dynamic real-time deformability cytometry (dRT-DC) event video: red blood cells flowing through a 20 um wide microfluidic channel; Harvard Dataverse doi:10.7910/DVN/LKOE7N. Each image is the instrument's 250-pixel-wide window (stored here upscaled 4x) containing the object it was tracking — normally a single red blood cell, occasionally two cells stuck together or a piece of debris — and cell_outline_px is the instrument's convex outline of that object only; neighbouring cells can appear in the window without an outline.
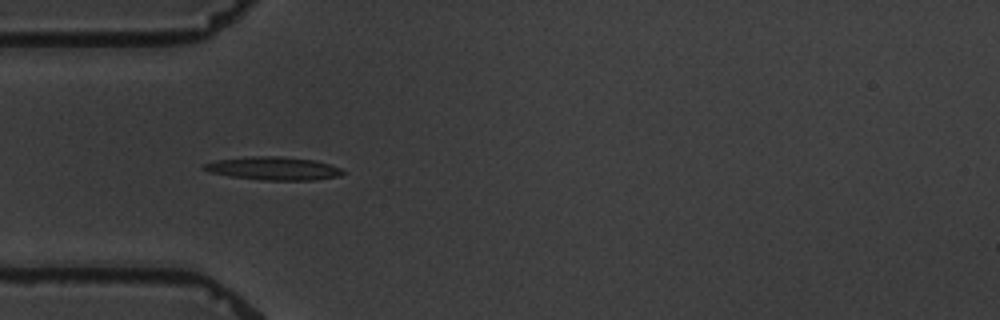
{"species": "common noctule bat (a hibernating species)", "species_latin": "Nyctalus noctula", "temperature_condition": "warm", "stored_images_in_passage": 2, "camera_frame_rate_fps": 3000, "um_per_image_px": 0.085, "animal": {"sex": "male", "body_mass_g": 19.5, "forearm_length_mm": 54.6}, "frame": {"image": 1, "passage_image": 1, "time_ms": 0.0, "image_size_px": [1000, 320], "cell_outline_px": [[348, 172], [340, 176], [312, 180], [264, 180], [232, 176], [208, 172], [200, 168], [204, 164], [216, 160], [252, 156], [280, 156], [316, 160], [340, 168]], "centroid_in_image_um": [23.26, 14.31], "position_along_channel_um": 61.7, "area_um2": 18.79}}
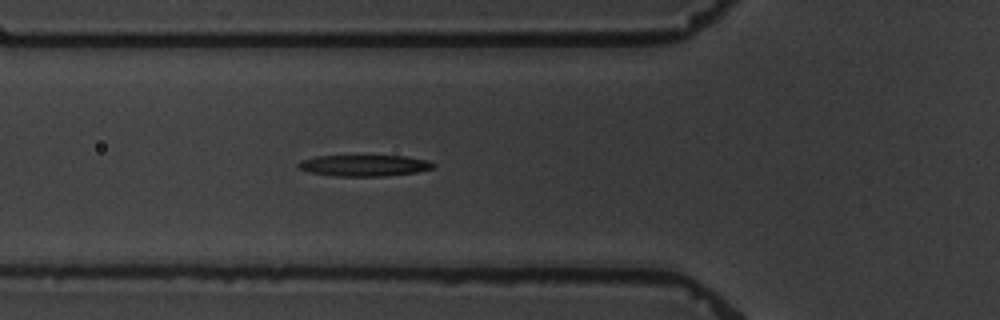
{"frame": {"image": 2, "passage_image": 2, "time_ms": 1.0, "image_size_px": [1000, 320], "cell_outline_px": [[436, 164], [432, 168], [416, 172], [384, 176], [336, 176], [312, 172], [300, 168], [296, 164], [300, 160], [316, 156], [404, 156], [428, 160]], "centroid_in_image_um": [30.97, 14.06], "position_along_channel_um": 94.8, "area_um2": 16.53}}